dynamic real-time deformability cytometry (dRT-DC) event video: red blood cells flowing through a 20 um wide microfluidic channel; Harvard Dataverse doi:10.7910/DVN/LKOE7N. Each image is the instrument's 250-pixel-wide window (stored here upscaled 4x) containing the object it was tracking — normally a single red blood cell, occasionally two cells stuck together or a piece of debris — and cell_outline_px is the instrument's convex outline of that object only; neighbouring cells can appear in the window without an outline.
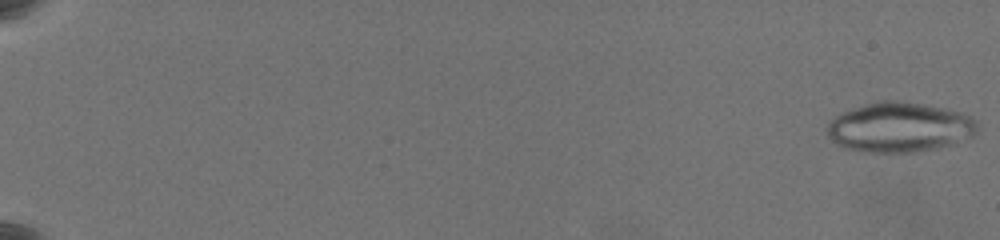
{"species": "common noctule bat (a hibernating species)", "species_latin": "Nyctalus noctula", "temperature_condition": "warm", "stored_images_in_passage": 63, "camera_frame_rate_fps": 3000, "um_per_image_px": 0.085, "animal": {"sex": "female", "body_mass_g": 19.5, "forearm_length_mm": 54.1}, "frame": {"image": 1, "passage_image": 1, "time_ms": 0.0, "image_size_px": [1000, 240], "cell_outline_px": [[976, 132], [972, 136], [956, 144], [916, 152], [868, 152], [844, 148], [836, 144], [828, 136], [828, 120], [852, 108], [872, 100], [896, 100], [924, 104], [944, 108], [960, 112], [972, 116], [976, 120]], "centroid_in_image_um": [76.45, 10.81], "position_along_channel_um": 8.5, "area_um2": 43.99}}